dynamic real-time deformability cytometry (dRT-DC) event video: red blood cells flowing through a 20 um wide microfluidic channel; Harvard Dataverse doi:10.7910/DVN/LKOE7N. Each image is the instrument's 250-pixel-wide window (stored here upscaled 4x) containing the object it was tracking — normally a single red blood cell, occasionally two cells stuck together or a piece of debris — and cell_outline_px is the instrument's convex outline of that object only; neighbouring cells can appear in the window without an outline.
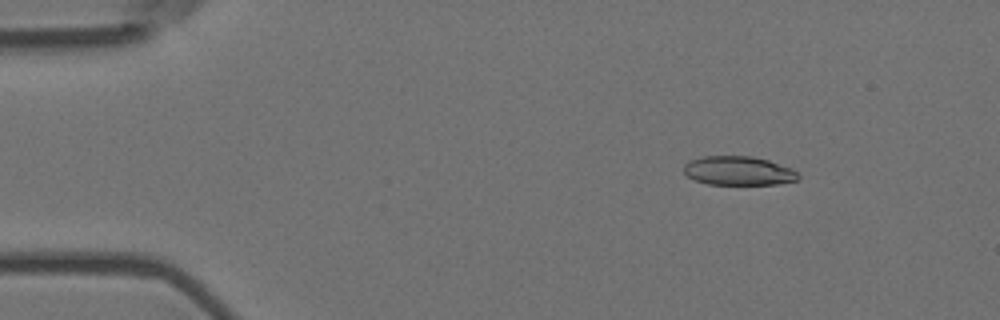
{"species": "Egyptian fruit bat (a non-hibernating species)", "species_latin": "Rousettus aegyptiacus", "temperature_condition": "room temperature", "stored_images_in_passage": 4, "camera_frame_rate_fps": 3000, "um_per_image_px": 0.085, "animal": {"sex": "female"}, "frame": {"image": 1, "passage_image": 1, "time_ms": 0.0, "image_size_px": [1000, 320], "cell_outline_px": [[800, 180], [780, 184], [708, 184], [696, 180], [688, 176], [684, 172], [684, 164], [688, 160], [704, 156], [752, 156], [768, 160], [792, 168], [800, 176]], "centroid_in_image_um": [62.79, 14.51], "position_along_channel_um": 22.2, "area_um2": 19.42}}